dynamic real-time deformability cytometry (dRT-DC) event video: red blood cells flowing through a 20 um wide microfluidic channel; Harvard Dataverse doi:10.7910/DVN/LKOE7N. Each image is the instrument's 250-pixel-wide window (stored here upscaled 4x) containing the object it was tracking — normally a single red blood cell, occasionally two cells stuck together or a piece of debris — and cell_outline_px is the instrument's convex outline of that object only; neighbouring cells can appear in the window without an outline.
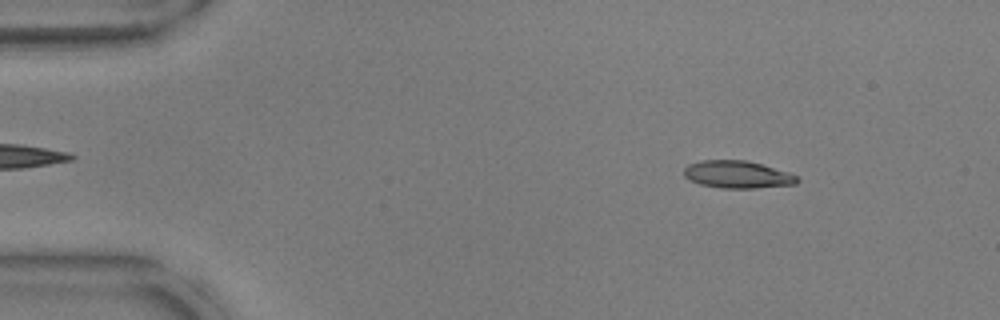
{"species": "common noctule bat (a hibernating species)", "species_latin": "Nyctalus noctula", "temperature_condition": "warm", "stored_images_in_passage": 54, "camera_frame_rate_fps": 3000, "um_per_image_px": 0.085, "animal": {"sex": "male", "body_mass_g": 17.9, "forearm_length_mm": 54.2}, "frame": {"image": 1, "passage_image": 8, "time_ms": 2.333, "image_size_px": [1000, 320], "cell_outline_px": [[800, 180], [796, 184], [752, 188], [724, 188], [700, 184], [684, 176], [684, 168], [688, 164], [700, 160], [744, 160], [760, 164], [788, 172], [796, 176]], "centroid_in_image_um": [62.66, 14.83], "position_along_channel_um": 22.3, "area_um2": 17.86}}
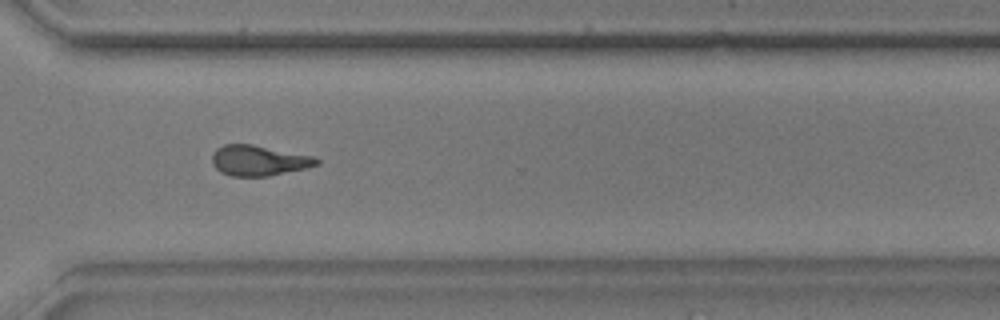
{"frame": {"image": 2, "passage_image": 40, "time_ms": 13.0, "image_size_px": [1000, 320], "cell_outline_px": [[320, 164], [308, 168], [268, 176], [232, 176], [220, 172], [212, 164], [212, 152], [216, 148], [224, 144], [252, 144], [316, 156], [320, 160]], "centroid_in_image_um": [22.02, 13.64], "position_along_channel_um": 348.6, "area_um2": 18.84}}
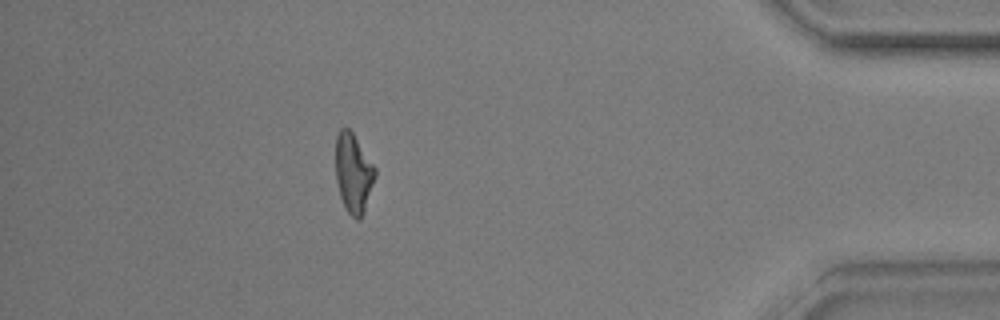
{"frame": {"image": 3, "passage_image": 48, "time_ms": 15.667, "image_size_px": [1000, 320], "cell_outline_px": [[376, 176], [364, 212], [360, 220], [356, 220], [344, 208], [340, 196], [336, 180], [336, 136], [340, 128], [348, 128], [352, 132], [376, 168]], "centroid_in_image_um": [30.04, 14.74], "position_along_channel_um": 405.2, "area_um2": 18.26}, "authors_computed_cell_mechanics": {"area_um2": 18.207, "velocity_mm_per_s": 3.807, "shape_relaxation_time_tau1_ms": 6.086, "shape_relaxation_time_tau2_ms": 4.4156, "deformation_change_tau1": 0.2492, "deformation_change_tau2": 0.1647}}